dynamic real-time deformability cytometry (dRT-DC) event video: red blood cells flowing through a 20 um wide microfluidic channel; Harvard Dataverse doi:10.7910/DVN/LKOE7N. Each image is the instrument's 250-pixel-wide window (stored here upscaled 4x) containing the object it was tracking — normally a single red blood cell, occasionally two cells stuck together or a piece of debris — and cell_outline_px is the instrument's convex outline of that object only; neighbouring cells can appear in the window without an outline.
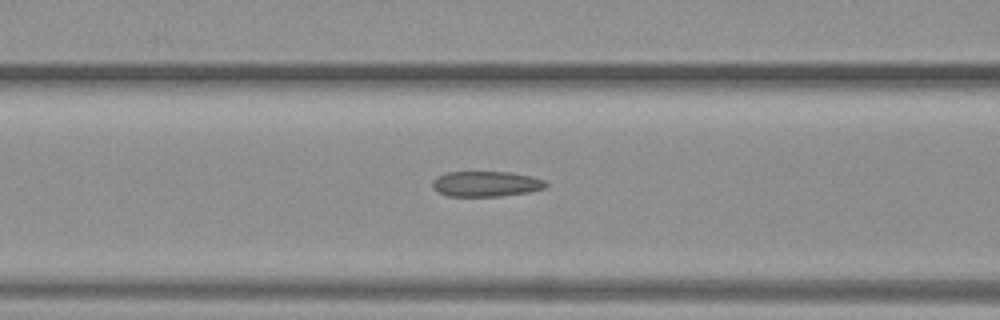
{"species": "common noctule bat (a hibernating species)", "species_latin": "Nyctalus noctula", "temperature_condition": "warm", "stored_images_in_passage": 16, "camera_frame_rate_fps": 3000, "um_per_image_px": 0.085, "animal": {"sex": "female", "body_mass_g": 19.3, "forearm_length_mm": 54.1}, "frame": {"image": 1, "passage_image": 14, "time_ms": 4.333, "image_size_px": [1000, 320], "cell_outline_px": [[548, 184], [544, 188], [528, 192], [500, 196], [448, 196], [432, 188], [432, 180], [436, 176], [444, 172], [512, 172], [532, 176], [544, 180]], "centroid_in_image_um": [41.29, 15.62], "position_along_channel_um": 125.3, "area_um2": 16.88}}